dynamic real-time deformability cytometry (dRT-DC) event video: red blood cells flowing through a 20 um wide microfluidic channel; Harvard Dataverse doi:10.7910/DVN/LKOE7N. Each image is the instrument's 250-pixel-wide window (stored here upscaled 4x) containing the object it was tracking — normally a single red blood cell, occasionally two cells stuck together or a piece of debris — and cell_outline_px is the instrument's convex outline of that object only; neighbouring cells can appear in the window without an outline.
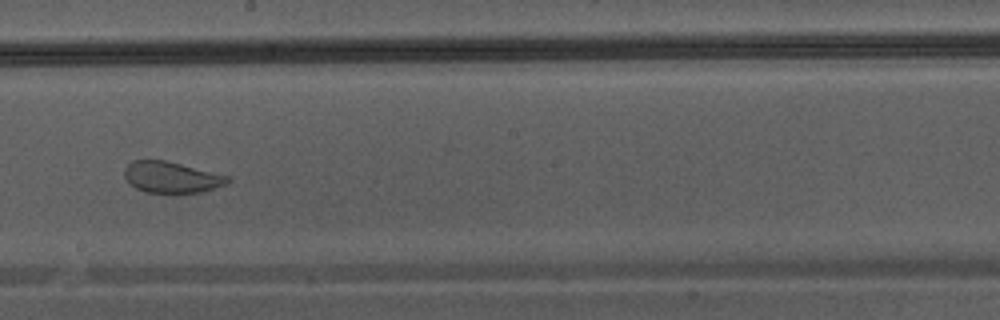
{"species": "Egyptian fruit bat (a non-hibernating species)", "species_latin": "Rousettus aegyptiacus", "temperature_condition": "warm", "stored_images_in_passage": 34, "camera_frame_rate_fps": 3000, "um_per_image_px": 0.085, "animal": {"sex": "male"}, "frame": {"image": 1, "passage_image": 15, "time_ms": 4.667, "image_size_px": [1000, 320], "cell_outline_px": [[232, 180], [228, 184], [200, 192], [144, 192], [136, 188], [124, 176], [124, 168], [132, 160], [164, 160], [228, 176]], "centroid_in_image_um": [14.57, 15.06], "position_along_channel_um": 233.6, "area_um2": 18.44}}
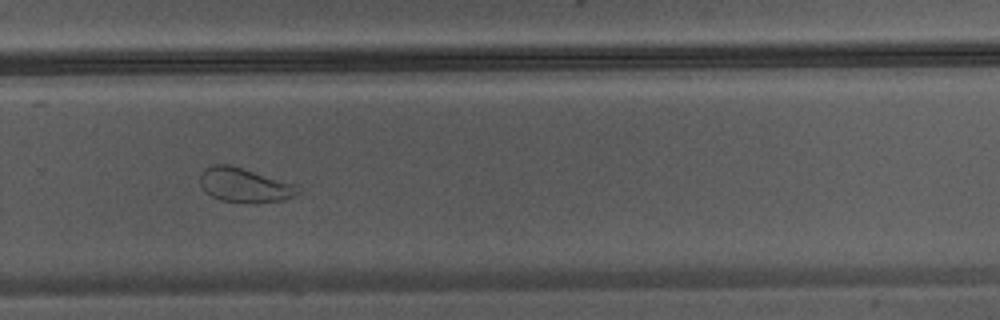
{"frame": {"image": 2, "passage_image": 20, "time_ms": 6.333, "image_size_px": [1000, 320], "cell_outline_px": [[304, 188], [300, 192], [284, 200], [248, 204], [220, 200], [204, 192], [200, 184], [200, 172], [204, 168], [212, 164], [232, 164], [296, 184]], "centroid_in_image_um": [20.79, 15.73], "position_along_channel_um": 309.0, "area_um2": 20.23}}